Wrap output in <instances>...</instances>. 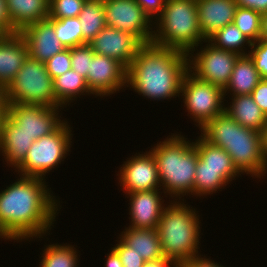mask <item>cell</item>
Returning <instances> with one entry per match:
<instances>
[{
    "mask_svg": "<svg viewBox=\"0 0 267 267\" xmlns=\"http://www.w3.org/2000/svg\"><path fill=\"white\" fill-rule=\"evenodd\" d=\"M17 178L0 191L1 241L45 239L62 208L60 198L54 196L46 179L20 175Z\"/></svg>",
    "mask_w": 267,
    "mask_h": 267,
    "instance_id": "1",
    "label": "cell"
},
{
    "mask_svg": "<svg viewBox=\"0 0 267 267\" xmlns=\"http://www.w3.org/2000/svg\"><path fill=\"white\" fill-rule=\"evenodd\" d=\"M187 71L186 53L144 44L127 68L126 88L150 101L176 100L180 98L181 82Z\"/></svg>",
    "mask_w": 267,
    "mask_h": 267,
    "instance_id": "2",
    "label": "cell"
},
{
    "mask_svg": "<svg viewBox=\"0 0 267 267\" xmlns=\"http://www.w3.org/2000/svg\"><path fill=\"white\" fill-rule=\"evenodd\" d=\"M199 130L206 141L230 155L240 174L259 181L267 177L262 133L241 126L226 112L208 121Z\"/></svg>",
    "mask_w": 267,
    "mask_h": 267,
    "instance_id": "3",
    "label": "cell"
},
{
    "mask_svg": "<svg viewBox=\"0 0 267 267\" xmlns=\"http://www.w3.org/2000/svg\"><path fill=\"white\" fill-rule=\"evenodd\" d=\"M177 133H169L149 149L157 165L161 189L169 200L192 198L198 159L194 140Z\"/></svg>",
    "mask_w": 267,
    "mask_h": 267,
    "instance_id": "4",
    "label": "cell"
},
{
    "mask_svg": "<svg viewBox=\"0 0 267 267\" xmlns=\"http://www.w3.org/2000/svg\"><path fill=\"white\" fill-rule=\"evenodd\" d=\"M168 201L156 229L164 257L179 267L201 254V215L186 200Z\"/></svg>",
    "mask_w": 267,
    "mask_h": 267,
    "instance_id": "5",
    "label": "cell"
},
{
    "mask_svg": "<svg viewBox=\"0 0 267 267\" xmlns=\"http://www.w3.org/2000/svg\"><path fill=\"white\" fill-rule=\"evenodd\" d=\"M205 40L199 28L196 0H166L154 21L151 43L188 54Z\"/></svg>",
    "mask_w": 267,
    "mask_h": 267,
    "instance_id": "6",
    "label": "cell"
},
{
    "mask_svg": "<svg viewBox=\"0 0 267 267\" xmlns=\"http://www.w3.org/2000/svg\"><path fill=\"white\" fill-rule=\"evenodd\" d=\"M69 121L66 120L51 134L43 136L33 142L26 157L14 169L23 177L46 178V174L54 172L59 164L71 152L73 132Z\"/></svg>",
    "mask_w": 267,
    "mask_h": 267,
    "instance_id": "7",
    "label": "cell"
},
{
    "mask_svg": "<svg viewBox=\"0 0 267 267\" xmlns=\"http://www.w3.org/2000/svg\"><path fill=\"white\" fill-rule=\"evenodd\" d=\"M9 104H31L57 107L53 79L45 63L28 56L16 77L5 89Z\"/></svg>",
    "mask_w": 267,
    "mask_h": 267,
    "instance_id": "8",
    "label": "cell"
},
{
    "mask_svg": "<svg viewBox=\"0 0 267 267\" xmlns=\"http://www.w3.org/2000/svg\"><path fill=\"white\" fill-rule=\"evenodd\" d=\"M185 112L194 125L201 129L208 121L225 112L224 90L197 79L187 71L181 82L180 98Z\"/></svg>",
    "mask_w": 267,
    "mask_h": 267,
    "instance_id": "9",
    "label": "cell"
},
{
    "mask_svg": "<svg viewBox=\"0 0 267 267\" xmlns=\"http://www.w3.org/2000/svg\"><path fill=\"white\" fill-rule=\"evenodd\" d=\"M198 46L187 54L188 71L197 79L224 89L240 55L216 48L207 40Z\"/></svg>",
    "mask_w": 267,
    "mask_h": 267,
    "instance_id": "10",
    "label": "cell"
},
{
    "mask_svg": "<svg viewBox=\"0 0 267 267\" xmlns=\"http://www.w3.org/2000/svg\"><path fill=\"white\" fill-rule=\"evenodd\" d=\"M107 26L136 36L143 44L152 41L154 22L135 0H103Z\"/></svg>",
    "mask_w": 267,
    "mask_h": 267,
    "instance_id": "11",
    "label": "cell"
},
{
    "mask_svg": "<svg viewBox=\"0 0 267 267\" xmlns=\"http://www.w3.org/2000/svg\"><path fill=\"white\" fill-rule=\"evenodd\" d=\"M63 109L15 103L9 104L7 116L19 127V131L37 140L54 132L66 120L61 117Z\"/></svg>",
    "mask_w": 267,
    "mask_h": 267,
    "instance_id": "12",
    "label": "cell"
},
{
    "mask_svg": "<svg viewBox=\"0 0 267 267\" xmlns=\"http://www.w3.org/2000/svg\"><path fill=\"white\" fill-rule=\"evenodd\" d=\"M141 153V154H140ZM122 165H120L116 176L118 185L124 194L139 191H148L161 189L158 176V169L150 151L138 152L134 156H129Z\"/></svg>",
    "mask_w": 267,
    "mask_h": 267,
    "instance_id": "13",
    "label": "cell"
},
{
    "mask_svg": "<svg viewBox=\"0 0 267 267\" xmlns=\"http://www.w3.org/2000/svg\"><path fill=\"white\" fill-rule=\"evenodd\" d=\"M86 82L96 98L102 100L126 90L127 68L114 58L94 54Z\"/></svg>",
    "mask_w": 267,
    "mask_h": 267,
    "instance_id": "14",
    "label": "cell"
},
{
    "mask_svg": "<svg viewBox=\"0 0 267 267\" xmlns=\"http://www.w3.org/2000/svg\"><path fill=\"white\" fill-rule=\"evenodd\" d=\"M89 44L95 54L114 58L126 68L144 45L133 34L110 26L103 28Z\"/></svg>",
    "mask_w": 267,
    "mask_h": 267,
    "instance_id": "15",
    "label": "cell"
},
{
    "mask_svg": "<svg viewBox=\"0 0 267 267\" xmlns=\"http://www.w3.org/2000/svg\"><path fill=\"white\" fill-rule=\"evenodd\" d=\"M161 190L162 189H156L125 194V198H129L128 206L130 205L128 207V214L130 215L128 227L145 229L157 228L161 214L168 204V202L165 201L168 196Z\"/></svg>",
    "mask_w": 267,
    "mask_h": 267,
    "instance_id": "16",
    "label": "cell"
},
{
    "mask_svg": "<svg viewBox=\"0 0 267 267\" xmlns=\"http://www.w3.org/2000/svg\"><path fill=\"white\" fill-rule=\"evenodd\" d=\"M20 34L24 37L29 57L46 62L66 48L56 37L54 19H45L25 27Z\"/></svg>",
    "mask_w": 267,
    "mask_h": 267,
    "instance_id": "17",
    "label": "cell"
},
{
    "mask_svg": "<svg viewBox=\"0 0 267 267\" xmlns=\"http://www.w3.org/2000/svg\"><path fill=\"white\" fill-rule=\"evenodd\" d=\"M28 56L27 43L19 32L0 38V87L7 88Z\"/></svg>",
    "mask_w": 267,
    "mask_h": 267,
    "instance_id": "18",
    "label": "cell"
},
{
    "mask_svg": "<svg viewBox=\"0 0 267 267\" xmlns=\"http://www.w3.org/2000/svg\"><path fill=\"white\" fill-rule=\"evenodd\" d=\"M199 28L207 40L216 31L233 23L237 3L234 0H196Z\"/></svg>",
    "mask_w": 267,
    "mask_h": 267,
    "instance_id": "19",
    "label": "cell"
},
{
    "mask_svg": "<svg viewBox=\"0 0 267 267\" xmlns=\"http://www.w3.org/2000/svg\"><path fill=\"white\" fill-rule=\"evenodd\" d=\"M35 140L19 131V127L7 116L0 132V156L13 170L23 161ZM5 160V161H4Z\"/></svg>",
    "mask_w": 267,
    "mask_h": 267,
    "instance_id": "20",
    "label": "cell"
},
{
    "mask_svg": "<svg viewBox=\"0 0 267 267\" xmlns=\"http://www.w3.org/2000/svg\"><path fill=\"white\" fill-rule=\"evenodd\" d=\"M50 0H6L11 20V34L21 32L28 25L49 18Z\"/></svg>",
    "mask_w": 267,
    "mask_h": 267,
    "instance_id": "21",
    "label": "cell"
},
{
    "mask_svg": "<svg viewBox=\"0 0 267 267\" xmlns=\"http://www.w3.org/2000/svg\"><path fill=\"white\" fill-rule=\"evenodd\" d=\"M225 112L241 126L262 133L267 126V116L262 112L251 95L225 97ZM229 105H228V104Z\"/></svg>",
    "mask_w": 267,
    "mask_h": 267,
    "instance_id": "22",
    "label": "cell"
},
{
    "mask_svg": "<svg viewBox=\"0 0 267 267\" xmlns=\"http://www.w3.org/2000/svg\"><path fill=\"white\" fill-rule=\"evenodd\" d=\"M121 234V235H120ZM119 237L145 262L163 258L158 231L154 229L126 227Z\"/></svg>",
    "mask_w": 267,
    "mask_h": 267,
    "instance_id": "23",
    "label": "cell"
},
{
    "mask_svg": "<svg viewBox=\"0 0 267 267\" xmlns=\"http://www.w3.org/2000/svg\"><path fill=\"white\" fill-rule=\"evenodd\" d=\"M198 137V138H197ZM194 141L201 168L224 169V178L230 183L242 175L234 167L230 155L222 148L206 141L201 135Z\"/></svg>",
    "mask_w": 267,
    "mask_h": 267,
    "instance_id": "24",
    "label": "cell"
},
{
    "mask_svg": "<svg viewBox=\"0 0 267 267\" xmlns=\"http://www.w3.org/2000/svg\"><path fill=\"white\" fill-rule=\"evenodd\" d=\"M262 80L249 55H240L234 65L224 95H251L253 89Z\"/></svg>",
    "mask_w": 267,
    "mask_h": 267,
    "instance_id": "25",
    "label": "cell"
},
{
    "mask_svg": "<svg viewBox=\"0 0 267 267\" xmlns=\"http://www.w3.org/2000/svg\"><path fill=\"white\" fill-rule=\"evenodd\" d=\"M54 93L57 100V107L67 108L72 106L80 96L93 95L89 89L86 79L78 74L75 70L70 69L61 76L53 80Z\"/></svg>",
    "mask_w": 267,
    "mask_h": 267,
    "instance_id": "26",
    "label": "cell"
},
{
    "mask_svg": "<svg viewBox=\"0 0 267 267\" xmlns=\"http://www.w3.org/2000/svg\"><path fill=\"white\" fill-rule=\"evenodd\" d=\"M78 18L82 27V45L90 43L107 26L103 0H86Z\"/></svg>",
    "mask_w": 267,
    "mask_h": 267,
    "instance_id": "27",
    "label": "cell"
},
{
    "mask_svg": "<svg viewBox=\"0 0 267 267\" xmlns=\"http://www.w3.org/2000/svg\"><path fill=\"white\" fill-rule=\"evenodd\" d=\"M79 252L74 244L58 242L46 244L40 253L39 267H79Z\"/></svg>",
    "mask_w": 267,
    "mask_h": 267,
    "instance_id": "28",
    "label": "cell"
},
{
    "mask_svg": "<svg viewBox=\"0 0 267 267\" xmlns=\"http://www.w3.org/2000/svg\"><path fill=\"white\" fill-rule=\"evenodd\" d=\"M230 183L224 178V169L201 168V161L197 159L193 184V197L201 198L222 191Z\"/></svg>",
    "mask_w": 267,
    "mask_h": 267,
    "instance_id": "29",
    "label": "cell"
},
{
    "mask_svg": "<svg viewBox=\"0 0 267 267\" xmlns=\"http://www.w3.org/2000/svg\"><path fill=\"white\" fill-rule=\"evenodd\" d=\"M207 41L216 48L232 51L239 55H248L252 46V43L233 23L216 31Z\"/></svg>",
    "mask_w": 267,
    "mask_h": 267,
    "instance_id": "30",
    "label": "cell"
},
{
    "mask_svg": "<svg viewBox=\"0 0 267 267\" xmlns=\"http://www.w3.org/2000/svg\"><path fill=\"white\" fill-rule=\"evenodd\" d=\"M233 24L251 43L260 39L262 26V14L260 12L238 6Z\"/></svg>",
    "mask_w": 267,
    "mask_h": 267,
    "instance_id": "31",
    "label": "cell"
},
{
    "mask_svg": "<svg viewBox=\"0 0 267 267\" xmlns=\"http://www.w3.org/2000/svg\"><path fill=\"white\" fill-rule=\"evenodd\" d=\"M54 29L66 49L82 45V27L78 17L54 19Z\"/></svg>",
    "mask_w": 267,
    "mask_h": 267,
    "instance_id": "32",
    "label": "cell"
},
{
    "mask_svg": "<svg viewBox=\"0 0 267 267\" xmlns=\"http://www.w3.org/2000/svg\"><path fill=\"white\" fill-rule=\"evenodd\" d=\"M86 0H50L49 19L78 17Z\"/></svg>",
    "mask_w": 267,
    "mask_h": 267,
    "instance_id": "33",
    "label": "cell"
},
{
    "mask_svg": "<svg viewBox=\"0 0 267 267\" xmlns=\"http://www.w3.org/2000/svg\"><path fill=\"white\" fill-rule=\"evenodd\" d=\"M93 49L89 43L70 48L71 69L87 79L90 62L94 56Z\"/></svg>",
    "mask_w": 267,
    "mask_h": 267,
    "instance_id": "34",
    "label": "cell"
},
{
    "mask_svg": "<svg viewBox=\"0 0 267 267\" xmlns=\"http://www.w3.org/2000/svg\"><path fill=\"white\" fill-rule=\"evenodd\" d=\"M45 67L51 78L54 80L56 77L61 76L71 69L70 49L55 54L45 62Z\"/></svg>",
    "mask_w": 267,
    "mask_h": 267,
    "instance_id": "35",
    "label": "cell"
},
{
    "mask_svg": "<svg viewBox=\"0 0 267 267\" xmlns=\"http://www.w3.org/2000/svg\"><path fill=\"white\" fill-rule=\"evenodd\" d=\"M248 55L251 57L260 77L267 79V42L259 39L252 43Z\"/></svg>",
    "mask_w": 267,
    "mask_h": 267,
    "instance_id": "36",
    "label": "cell"
},
{
    "mask_svg": "<svg viewBox=\"0 0 267 267\" xmlns=\"http://www.w3.org/2000/svg\"><path fill=\"white\" fill-rule=\"evenodd\" d=\"M118 240L116 245L112 247L119 255L123 267H143L145 261L141 256L136 254L132 247L128 246L120 237H117Z\"/></svg>",
    "mask_w": 267,
    "mask_h": 267,
    "instance_id": "37",
    "label": "cell"
},
{
    "mask_svg": "<svg viewBox=\"0 0 267 267\" xmlns=\"http://www.w3.org/2000/svg\"><path fill=\"white\" fill-rule=\"evenodd\" d=\"M154 22L162 13L166 0H135Z\"/></svg>",
    "mask_w": 267,
    "mask_h": 267,
    "instance_id": "38",
    "label": "cell"
},
{
    "mask_svg": "<svg viewBox=\"0 0 267 267\" xmlns=\"http://www.w3.org/2000/svg\"><path fill=\"white\" fill-rule=\"evenodd\" d=\"M251 96L267 116V79H262L253 89Z\"/></svg>",
    "mask_w": 267,
    "mask_h": 267,
    "instance_id": "39",
    "label": "cell"
},
{
    "mask_svg": "<svg viewBox=\"0 0 267 267\" xmlns=\"http://www.w3.org/2000/svg\"><path fill=\"white\" fill-rule=\"evenodd\" d=\"M218 261L212 260L210 257L207 258L204 255L200 254L197 256H194L189 261L184 262L179 267H226L222 264L217 263Z\"/></svg>",
    "mask_w": 267,
    "mask_h": 267,
    "instance_id": "40",
    "label": "cell"
},
{
    "mask_svg": "<svg viewBox=\"0 0 267 267\" xmlns=\"http://www.w3.org/2000/svg\"><path fill=\"white\" fill-rule=\"evenodd\" d=\"M237 6L249 8L264 14L267 12V0H234Z\"/></svg>",
    "mask_w": 267,
    "mask_h": 267,
    "instance_id": "41",
    "label": "cell"
},
{
    "mask_svg": "<svg viewBox=\"0 0 267 267\" xmlns=\"http://www.w3.org/2000/svg\"><path fill=\"white\" fill-rule=\"evenodd\" d=\"M0 29L5 34H11V20L6 8V0H0Z\"/></svg>",
    "mask_w": 267,
    "mask_h": 267,
    "instance_id": "42",
    "label": "cell"
},
{
    "mask_svg": "<svg viewBox=\"0 0 267 267\" xmlns=\"http://www.w3.org/2000/svg\"><path fill=\"white\" fill-rule=\"evenodd\" d=\"M8 107H9V103L5 95V89L0 87V132L4 124V121L8 115Z\"/></svg>",
    "mask_w": 267,
    "mask_h": 267,
    "instance_id": "43",
    "label": "cell"
},
{
    "mask_svg": "<svg viewBox=\"0 0 267 267\" xmlns=\"http://www.w3.org/2000/svg\"><path fill=\"white\" fill-rule=\"evenodd\" d=\"M109 250H108L109 253H107V256L105 254L106 260H104V267H123L122 261L118 253L112 247Z\"/></svg>",
    "mask_w": 267,
    "mask_h": 267,
    "instance_id": "44",
    "label": "cell"
},
{
    "mask_svg": "<svg viewBox=\"0 0 267 267\" xmlns=\"http://www.w3.org/2000/svg\"><path fill=\"white\" fill-rule=\"evenodd\" d=\"M143 267H178L173 261L166 257L151 260L144 263Z\"/></svg>",
    "mask_w": 267,
    "mask_h": 267,
    "instance_id": "45",
    "label": "cell"
},
{
    "mask_svg": "<svg viewBox=\"0 0 267 267\" xmlns=\"http://www.w3.org/2000/svg\"><path fill=\"white\" fill-rule=\"evenodd\" d=\"M260 39L267 42V12L262 14V26Z\"/></svg>",
    "mask_w": 267,
    "mask_h": 267,
    "instance_id": "46",
    "label": "cell"
},
{
    "mask_svg": "<svg viewBox=\"0 0 267 267\" xmlns=\"http://www.w3.org/2000/svg\"><path fill=\"white\" fill-rule=\"evenodd\" d=\"M262 139H263L264 158H265L266 167H267V126L262 132Z\"/></svg>",
    "mask_w": 267,
    "mask_h": 267,
    "instance_id": "47",
    "label": "cell"
},
{
    "mask_svg": "<svg viewBox=\"0 0 267 267\" xmlns=\"http://www.w3.org/2000/svg\"><path fill=\"white\" fill-rule=\"evenodd\" d=\"M5 33L0 29V38L4 35Z\"/></svg>",
    "mask_w": 267,
    "mask_h": 267,
    "instance_id": "48",
    "label": "cell"
}]
</instances>
